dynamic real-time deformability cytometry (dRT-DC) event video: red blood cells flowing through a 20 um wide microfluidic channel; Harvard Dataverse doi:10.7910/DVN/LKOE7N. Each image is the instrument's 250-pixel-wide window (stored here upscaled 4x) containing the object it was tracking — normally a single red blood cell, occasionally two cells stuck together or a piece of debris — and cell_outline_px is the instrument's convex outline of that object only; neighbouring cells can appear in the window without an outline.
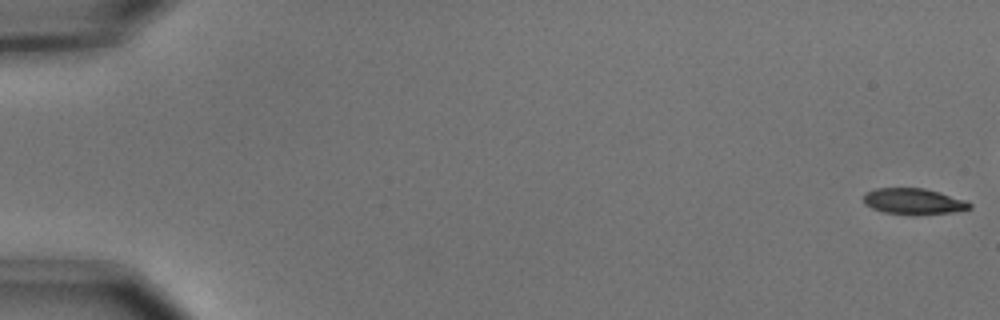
{"species": "common noctule bat (a hibernating species)", "species_latin": "Nyctalus noctula", "temperature_condition": "cold", "stored_images_in_passage": 49, "camera_frame_rate_fps": 3000, "um_per_image_px": 0.085, "animal": {"sex": "male", "body_mass_g": 15.6}, "frame": {"image": 1, "passage_image": 1, "time_ms": 0.0, "image_size_px": [1000, 320], "cell_outline_px": [[972, 208], [952, 212], [912, 216], [884, 212], [872, 208], [864, 204], [864, 192], [876, 188], [924, 188], [940, 192], [968, 200], [972, 204]], "centroid_in_image_um": [77.67, 17.12], "position_along_channel_um": 7.3, "area_um2": 16.47}}
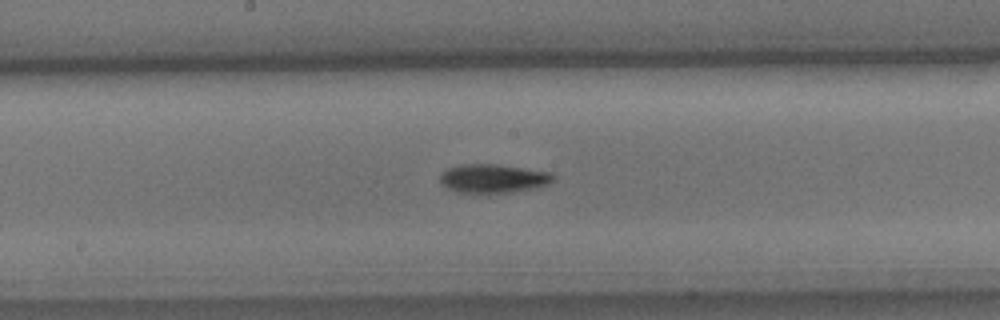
{"frame": {"image": 2, "passage_image": 30, "time_ms": 9.667, "image_size_px": [1000, 320], "cell_outline_px": [[556, 180], [548, 184], [536, 188], [488, 196], [460, 192], [448, 188], [440, 184], [440, 172], [448, 168], [460, 164], [496, 164], [552, 172], [556, 176]], "centroid_in_image_um": [41.93, 15.2], "position_along_channel_um": 206.3, "area_um2": 19.83}}
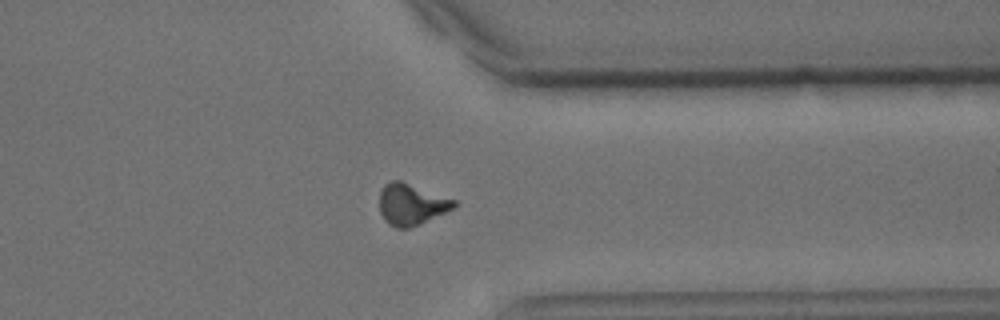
{"frame": {"image": 3, "passage_image": 44, "time_ms": 14.333, "image_size_px": [1000, 320], "cell_outline_px": [[456, 204], [452, 208], [420, 224], [408, 228], [396, 228], [388, 224], [384, 220], [380, 212], [380, 192], [384, 184], [392, 180], [400, 180], [456, 200]], "centroid_in_image_um": [34.92, 17.37], "position_along_channel_um": 376.5, "area_um2": 17.74}}